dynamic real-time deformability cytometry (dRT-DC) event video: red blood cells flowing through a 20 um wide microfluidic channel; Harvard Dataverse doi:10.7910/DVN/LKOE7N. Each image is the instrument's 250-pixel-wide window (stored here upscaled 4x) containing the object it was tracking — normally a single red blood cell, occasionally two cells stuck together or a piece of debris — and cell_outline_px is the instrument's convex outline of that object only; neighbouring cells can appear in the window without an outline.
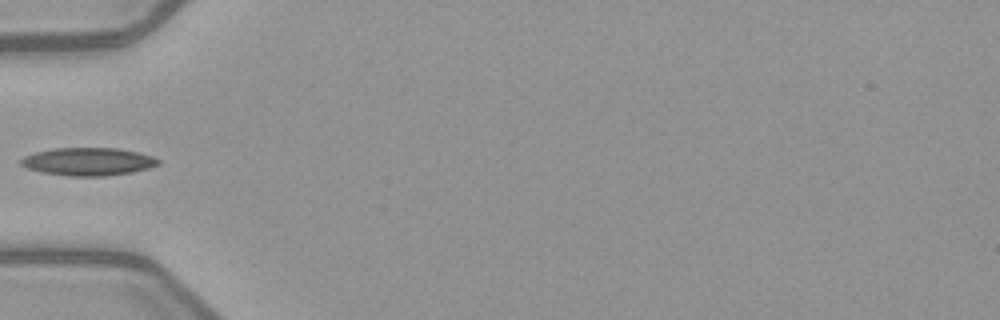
{"species": "common noctule bat (a hibernating species)", "species_latin": "Nyctalus noctula", "temperature_condition": "warm", "stored_images_in_passage": 3, "camera_frame_rate_fps": 3000, "um_per_image_px": 0.085, "animal": {"sex": "female", "body_mass_g": 21.9}, "frame": {"image": 1, "passage_image": 2, "time_ms": 4.667, "image_size_px": [1000, 320], "cell_outline_px": [[160, 164], [148, 168], [132, 172], [104, 176], [68, 176], [40, 172], [28, 168], [20, 164], [20, 160], [24, 156], [36, 152], [56, 148], [116, 148], [136, 152], [152, 156], [160, 160]], "centroid_in_image_um": [7.49, 13.74], "position_along_channel_um": 77.5, "area_um2": 22.2}}
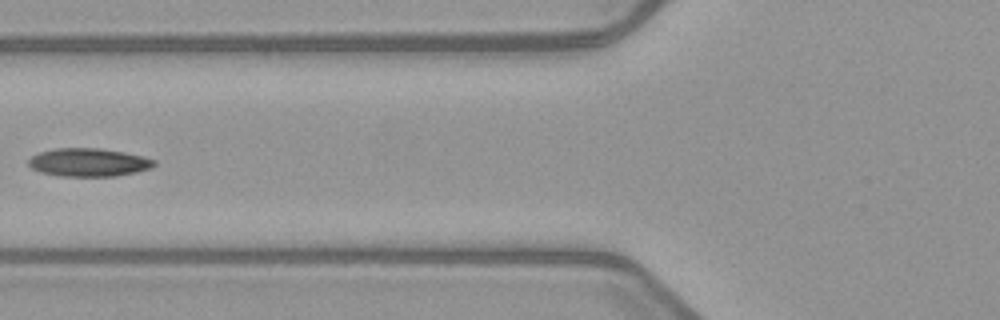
{"frame": {"image": 2, "passage_image": 3, "time_ms": 5.667, "image_size_px": [1000, 320], "cell_outline_px": [[156, 164], [152, 168], [136, 172], [116, 176], [60, 176], [40, 172], [32, 168], [28, 164], [28, 160], [32, 156], [40, 152], [56, 148], [100, 148], [124, 152], [156, 160]], "centroid_in_image_um": [7.54, 13.8], "position_along_channel_um": 118.3, "area_um2": 20.63}}